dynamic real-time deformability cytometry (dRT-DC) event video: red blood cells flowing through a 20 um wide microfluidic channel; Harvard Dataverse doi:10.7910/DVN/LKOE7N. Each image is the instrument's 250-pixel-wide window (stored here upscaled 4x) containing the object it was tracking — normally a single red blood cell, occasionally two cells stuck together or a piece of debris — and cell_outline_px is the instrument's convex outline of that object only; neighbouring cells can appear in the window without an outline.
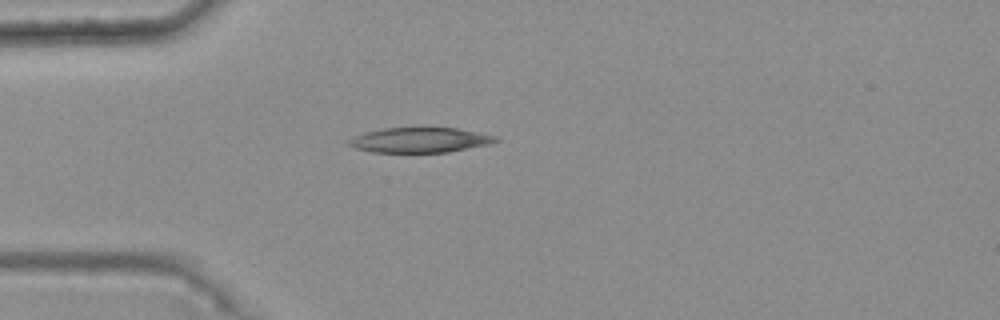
{"species": "common noctule bat (a hibernating species)", "species_latin": "Nyctalus noctula", "temperature_condition": "warm", "stored_images_in_passage": 28, "camera_frame_rate_fps": 3000, "um_per_image_px": 0.085, "animal": {"sex": "female", "body_mass_g": 25.1}, "frame": {"image": 1, "passage_image": 1, "time_ms": 0.0, "image_size_px": [1000, 320], "cell_outline_px": [[500, 140], [488, 144], [448, 152], [372, 152], [352, 148], [344, 144], [348, 140], [364, 132], [384, 128], [456, 128], [500, 136]], "centroid_in_image_um": [35.66, 11.9], "position_along_channel_um": 49.3, "area_um2": 21.5}}
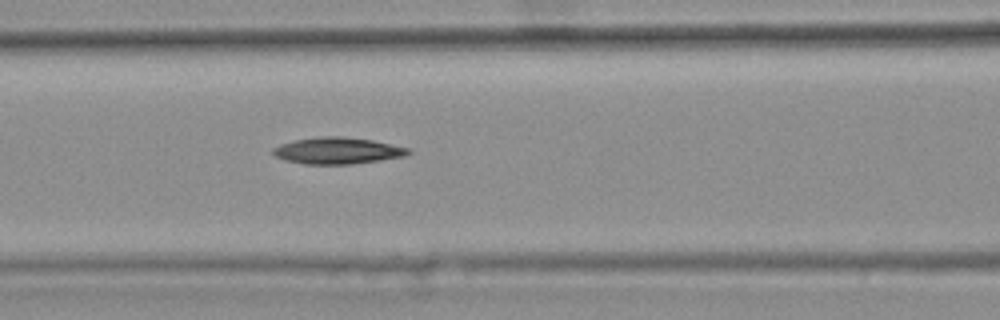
{"frame": {"image": 2, "passage_image": 9, "time_ms": 2.667, "image_size_px": [1000, 320], "cell_outline_px": [[412, 152], [404, 156], [380, 160], [352, 164], [304, 164], [284, 160], [276, 156], [272, 152], [272, 148], [280, 144], [296, 140], [320, 136], [340, 136], [372, 140], [408, 148]], "centroid_in_image_um": [28.66, 12.81], "position_along_channel_um": 137.9, "area_um2": 20.81}}
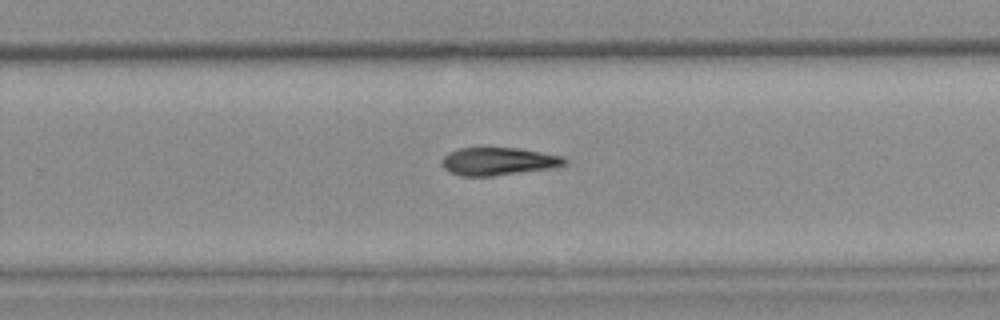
{"frame": {"image": 3, "passage_image": 21, "time_ms": 6.667, "image_size_px": [1000, 320], "cell_outline_px": [[568, 164], [552, 168], [492, 176], [460, 176], [448, 172], [444, 168], [444, 156], [448, 152], [460, 148], [516, 148], [564, 156], [568, 160]], "centroid_in_image_um": [42.39, 13.72], "position_along_channel_um": 287.4, "area_um2": 19.83}, "authors_computed_cell_mechanics": {"area_um2": 20.4901, "velocity_mm_per_s": 3.7452, "shape_relaxation_time_tau1_ms": 7.6016, "shape_relaxation_time_tau2_ms": null, "deformation_change_tau1": 0.1276, "deformation_change_tau2": null}}